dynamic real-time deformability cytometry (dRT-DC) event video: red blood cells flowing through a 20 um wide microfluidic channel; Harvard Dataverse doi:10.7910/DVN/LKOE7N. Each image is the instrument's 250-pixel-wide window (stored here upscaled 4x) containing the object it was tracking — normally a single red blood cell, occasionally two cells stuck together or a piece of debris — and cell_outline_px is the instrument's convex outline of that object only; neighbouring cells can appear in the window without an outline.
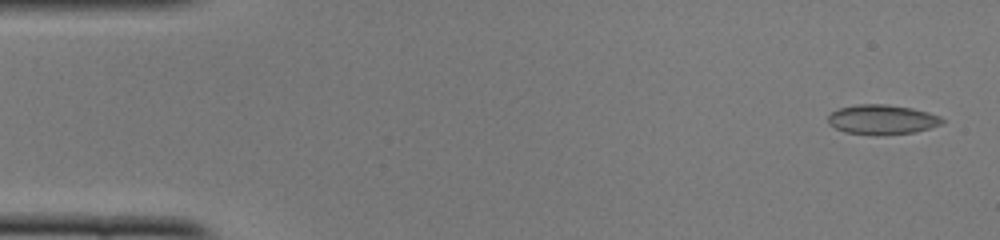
{"species": "common noctule bat (a hibernating species)", "species_latin": "Nyctalus noctula", "temperature_condition": "cold", "stored_images_in_passage": 50, "camera_frame_rate_fps": 3000, "um_per_image_px": 0.085, "animal": {"sex": "female", "body_mass_g": 22.0, "forearm_length_mm": 56.7}, "frame": {"image": 1, "passage_image": 2, "time_ms": 0.333, "image_size_px": [1000, 240], "cell_outline_px": [[944, 124], [916, 132], [876, 136], [844, 132], [828, 124], [828, 116], [832, 112], [840, 108], [856, 104], [888, 104], [912, 108], [928, 112], [940, 116], [944, 120]], "centroid_in_image_um": [74.99, 10.17], "position_along_channel_um": 10.0, "area_um2": 20.06}}
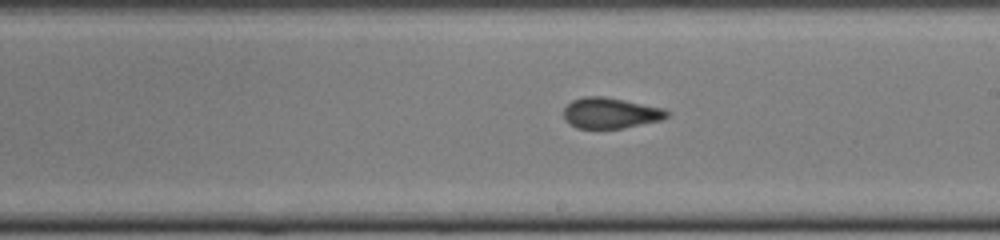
{"frame": {"image": 2, "passage_image": 28, "time_ms": 9.0, "image_size_px": [1000, 240], "cell_outline_px": [[668, 116], [664, 120], [624, 128], [576, 128], [568, 124], [564, 120], [564, 108], [572, 100], [584, 96], [604, 96], [664, 108], [668, 112]], "centroid_in_image_um": [51.89, 9.61], "position_along_channel_um": 237.1, "area_um2": 18.67}}
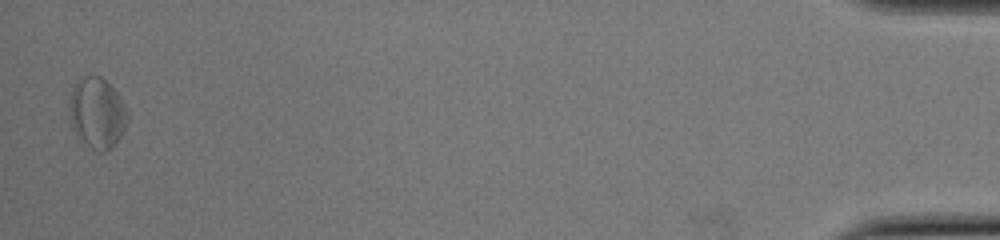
{"frame": {"image": 3, "passage_image": 49, "time_ms": 16.0, "image_size_px": [1000, 240], "cell_outline_px": [[128, 120], [120, 136], [112, 148], [104, 152], [96, 152], [76, 140], [72, 128], [68, 104], [72, 88], [76, 80], [84, 76], [100, 76], [120, 96], [128, 112]], "centroid_in_image_um": [8.21, 9.65], "position_along_channel_um": 427.0, "area_um2": 24.45}, "authors_computed_cell_mechanics": {"area_um2": 19.074, "velocity_mm_per_s": 4.0051, "shape_relaxation_time_tau1_ms": null, "shape_relaxation_time_tau2_ms": 1.9094, "deformation_change_tau1": null, "deformation_change_tau2": 0.0565}}